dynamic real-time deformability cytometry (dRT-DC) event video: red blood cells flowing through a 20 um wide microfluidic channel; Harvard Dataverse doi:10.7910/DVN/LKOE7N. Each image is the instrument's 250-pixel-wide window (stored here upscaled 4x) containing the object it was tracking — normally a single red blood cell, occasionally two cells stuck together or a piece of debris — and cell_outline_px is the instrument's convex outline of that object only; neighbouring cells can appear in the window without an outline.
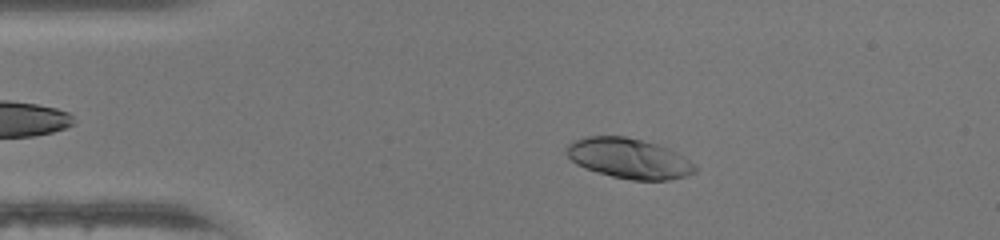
{"species": "human", "species_latin": "Homo sapiens", "temperature_condition": "warm", "stored_images_in_passage": 40, "camera_frame_rate_fps": 3000, "um_per_image_px": 0.085, "donor": {"sex": "female"}, "frame": {"image": 1, "passage_image": 8, "time_ms": 2.333, "image_size_px": [1000, 240], "cell_outline_px": [[696, 172], [688, 176], [668, 180], [632, 180], [612, 176], [596, 172], [584, 168], [576, 164], [564, 152], [564, 148], [568, 144], [584, 136], [624, 136], [656, 144], [668, 148], [684, 156], [696, 164]], "centroid_in_image_um": [53.46, 13.47], "position_along_channel_um": 31.5, "area_um2": 30.29}}
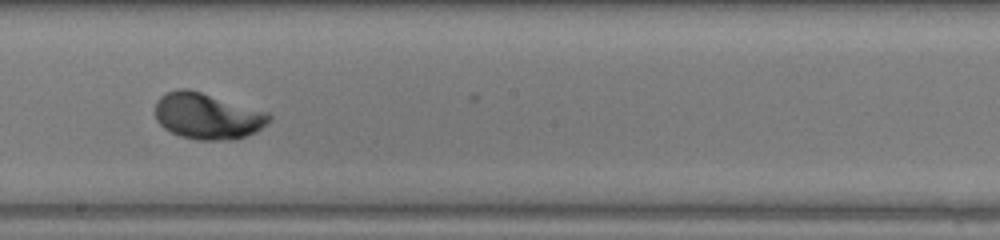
{"frame": {"image": 2, "passage_image": 25, "time_ms": 8.0, "image_size_px": [1000, 240], "cell_outline_px": [[272, 116], [256, 132], [232, 140], [196, 140], [180, 136], [164, 128], [156, 120], [156, 100], [160, 96], [176, 88], [188, 88], [268, 112]], "centroid_in_image_um": [17.59, 9.86], "position_along_channel_um": 230.6, "area_um2": 30.52}}
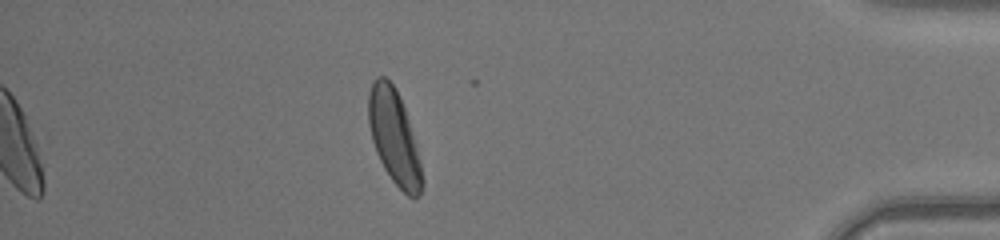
{"frame": {"image": 3, "passage_image": 40, "time_ms": 13.0, "image_size_px": [1000, 240], "cell_outline_px": [[424, 184], [420, 196], [408, 196], [392, 180], [384, 168], [376, 152], [372, 140], [368, 124], [368, 92], [372, 80], [376, 76], [384, 76], [396, 88], [404, 108], [416, 148], [424, 180]], "centroid_in_image_um": [33.47, 11.63], "position_along_channel_um": 401.7, "area_um2": 29.07}, "authors_computed_cell_mechanics": {"area_um2": 30.2872, "velocity_mm_per_s": 4.3605, "shape_relaxation_time_tau1_ms": 2.5338, "shape_relaxation_time_tau2_ms": null, "deformation_change_tau1": 0.1828, "deformation_change_tau2": null}}